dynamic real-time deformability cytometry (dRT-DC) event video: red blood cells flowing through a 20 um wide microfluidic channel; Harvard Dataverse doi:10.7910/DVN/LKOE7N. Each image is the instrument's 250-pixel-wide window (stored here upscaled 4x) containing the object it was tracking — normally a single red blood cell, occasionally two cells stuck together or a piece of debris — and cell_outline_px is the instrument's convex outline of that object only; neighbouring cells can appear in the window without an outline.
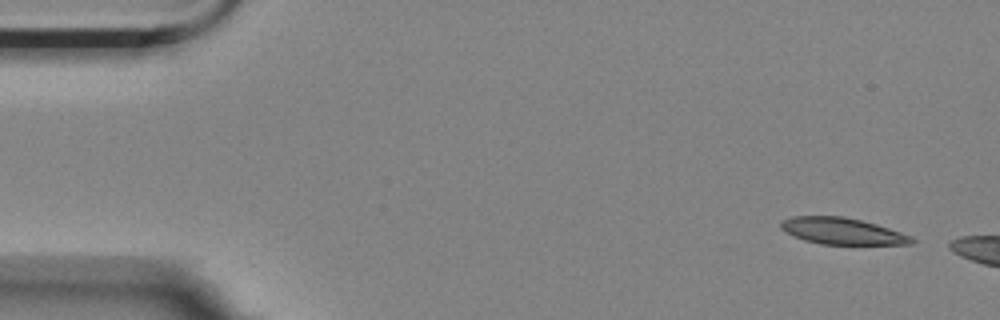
{"species": "Egyptian fruit bat (a non-hibernating species)", "species_latin": "Rousettus aegyptiacus", "temperature_condition": "room temperature", "stored_images_in_passage": 13, "camera_frame_rate_fps": 3000, "um_per_image_px": 0.085, "animal": {"sex": "female"}, "frame": {"image": 1, "passage_image": 1, "time_ms": 0.0, "image_size_px": [1000, 320], "cell_outline_px": [[916, 240], [912, 244], [820, 244], [804, 240], [780, 228], [780, 220], [792, 216], [844, 216], [876, 224], [912, 236]], "centroid_in_image_um": [71.58, 19.64], "position_along_channel_um": 13.4, "area_um2": 20.11}}